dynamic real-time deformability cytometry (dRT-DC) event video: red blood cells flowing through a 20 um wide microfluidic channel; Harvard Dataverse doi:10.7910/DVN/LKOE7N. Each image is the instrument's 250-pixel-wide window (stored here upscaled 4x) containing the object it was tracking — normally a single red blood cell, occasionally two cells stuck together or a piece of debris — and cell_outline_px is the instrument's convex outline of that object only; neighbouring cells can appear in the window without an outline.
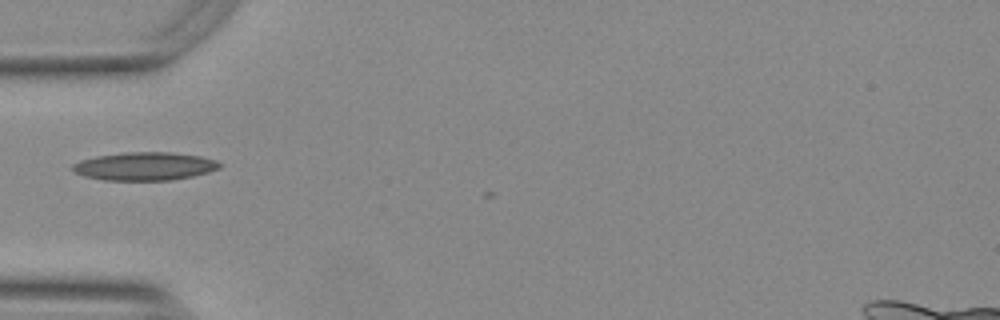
{"species": "Egyptian fruit bat (a non-hibernating species)", "species_latin": "Rousettus aegyptiacus", "temperature_condition": "warm", "stored_images_in_passage": 2, "camera_frame_rate_fps": 3000, "um_per_image_px": 0.085, "animal": {"sex": "female"}, "frame": {"image": 1, "passage_image": 1, "time_ms": 0.0, "image_size_px": [1000, 320], "cell_outline_px": [[220, 168], [208, 172], [192, 176], [172, 180], [104, 180], [84, 176], [72, 172], [72, 164], [80, 160], [96, 156], [124, 152], [172, 152], [200, 156], [216, 160], [220, 164]], "centroid_in_image_um": [12.26, 14.13], "position_along_channel_um": 72.7, "area_um2": 24.22}}